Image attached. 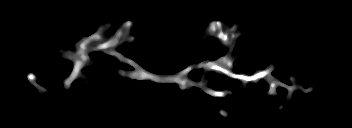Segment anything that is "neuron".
<instances>
[{"instance_id":"obj_1","label":"neuron","mask_w":352,"mask_h":128,"mask_svg":"<svg viewBox=\"0 0 352 128\" xmlns=\"http://www.w3.org/2000/svg\"><path fill=\"white\" fill-rule=\"evenodd\" d=\"M133 26L132 21H126L123 23V25L115 31V33L109 38L105 39L102 37V32L107 29L108 24L101 25L97 32L87 38H83L78 44H77V49L78 51L76 53L72 52H66L64 49L60 48V53H63V55L66 58L72 59L75 62V67L74 70L72 71L71 75L65 80V87H69V84L76 78L80 77V68L82 67L83 64L89 61V57L87 52L89 51H103L106 54L110 55H115L117 56L121 62H128L130 65H132L134 68H136V71L134 72H129L125 73L124 71H120V74L124 77H130L132 79H137V80H145L149 79L151 81L155 82H160V83H178L180 84V90L187 89L191 86H195V84L189 80H187L186 75L189 71L193 70L194 68H204L206 70H214L219 73H224L230 78H236L240 79L244 82H258L260 78H268L269 83H270V89L268 93H274L276 94L275 87L276 86H284L285 89L288 92L289 98L292 95V92L295 90H303L301 84H294V86H288L284 85L283 83L279 82V80L273 76H271V72L274 70V66L270 65L263 71H257L255 72L254 75L252 76H246L244 74H234L232 72L233 70V60L230 59L229 55L223 56L219 58L217 61H210L207 60L205 62H201L199 64H193L183 71H181L179 74L176 76H163V75H154L152 73H148L146 70L141 68L139 65H137L134 61L124 57L122 54L119 52H115V48L121 44L123 41L127 40L129 42H132L135 37H128V34ZM209 31L208 34L210 36L217 37L224 45H226L229 50H233L234 46V40L241 34L239 31H237L238 26L235 24L232 27L229 28H223L222 27V22L221 21H211L208 23ZM226 66L229 67L226 69ZM28 79L30 82L35 83V86L38 88L39 91L45 90L43 87L39 86L36 84V76L33 73L28 74ZM199 87H202L207 93L216 96V97H225L226 94L231 93L229 90L225 91H214L212 88H207L204 87V83L201 80V82L197 85ZM46 92V90H45ZM221 115L226 116L227 113L226 111H220L219 112Z\"/></svg>"}]
</instances>
